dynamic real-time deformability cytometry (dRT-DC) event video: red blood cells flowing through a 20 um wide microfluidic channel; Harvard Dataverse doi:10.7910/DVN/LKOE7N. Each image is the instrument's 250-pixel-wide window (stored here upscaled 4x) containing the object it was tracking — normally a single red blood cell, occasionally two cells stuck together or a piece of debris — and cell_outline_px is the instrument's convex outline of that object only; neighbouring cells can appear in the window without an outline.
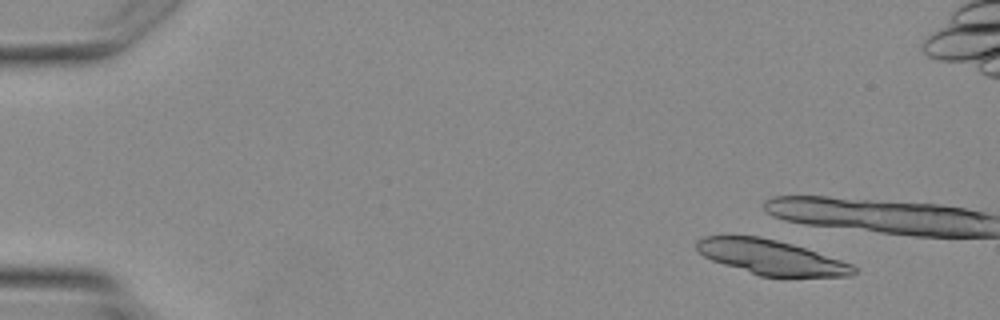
{"species": "Egyptian fruit bat (a non-hibernating species)", "species_latin": "Rousettus aegyptiacus", "temperature_condition": "warm", "stored_images_in_passage": 7, "camera_frame_rate_fps": 3000, "um_per_image_px": 0.085, "animal": {"sex": "female"}, "frame": {"image": 1, "passage_image": 1, "time_ms": 0.0, "image_size_px": [1000, 320], "cell_outline_px": [[856, 272], [852, 276], [760, 276], [712, 260], [704, 256], [696, 248], [696, 240], [704, 236], [760, 236], [792, 244], [852, 264], [856, 268]], "centroid_in_image_um": [65.52, 21.86], "position_along_channel_um": 19.5, "area_um2": 31.27}}